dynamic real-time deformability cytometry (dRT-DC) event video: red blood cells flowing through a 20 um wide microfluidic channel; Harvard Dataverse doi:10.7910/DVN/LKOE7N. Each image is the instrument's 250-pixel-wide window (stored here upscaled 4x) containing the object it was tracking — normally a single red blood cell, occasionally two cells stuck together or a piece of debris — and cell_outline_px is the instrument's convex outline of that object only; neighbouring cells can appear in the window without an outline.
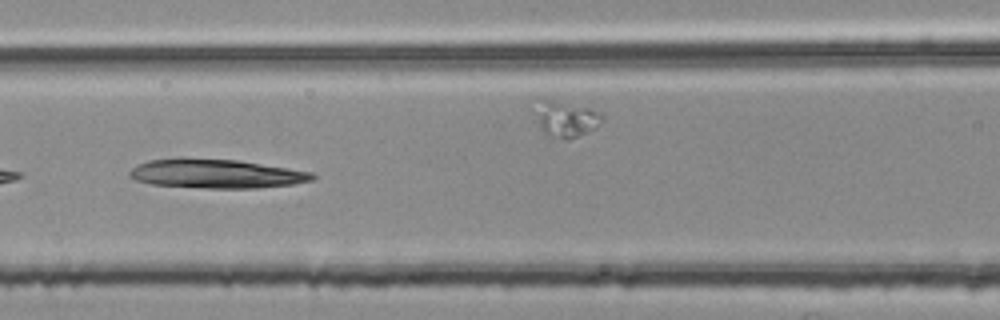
{"species": "common noctule bat (a hibernating species)", "species_latin": "Nyctalus noctula", "temperature_condition": "room temperature", "stored_images_in_passage": 7, "camera_frame_rate_fps": 3000, "um_per_image_px": 0.085, "animal": {"sex": "female", "body_mass_g": 25.1}, "frame": {"image": 1, "passage_image": 5, "time_ms": 1.333, "image_size_px": [1000, 320], "cell_outline_px": [[316, 176], [312, 180], [292, 184], [256, 188], [204, 188], [152, 184], [136, 180], [128, 176], [128, 172], [136, 164], [148, 160], [236, 160], [288, 168], [312, 172]], "centroid_in_image_um": [18.38, 14.79], "position_along_channel_um": 148.2, "area_um2": 30.06}}